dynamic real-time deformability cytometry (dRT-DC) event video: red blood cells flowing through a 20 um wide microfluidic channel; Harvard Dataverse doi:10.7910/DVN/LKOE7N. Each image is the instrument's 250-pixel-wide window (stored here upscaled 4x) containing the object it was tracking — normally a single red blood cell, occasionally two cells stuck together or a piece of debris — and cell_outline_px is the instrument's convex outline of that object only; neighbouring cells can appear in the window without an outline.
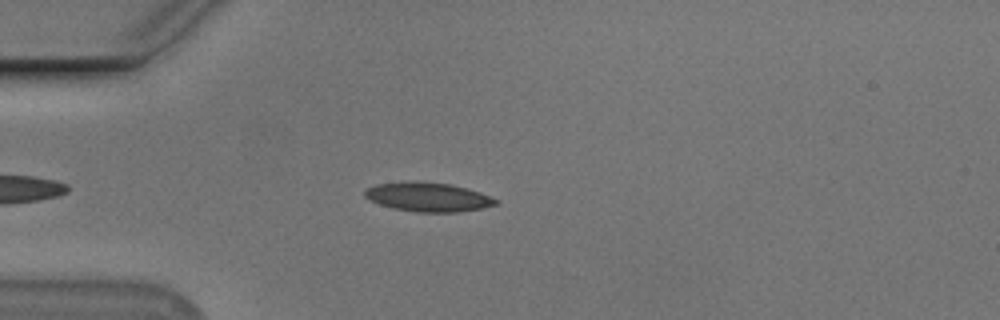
{"species": "Egyptian fruit bat (a non-hibernating species)", "species_latin": "Rousettus aegyptiacus", "temperature_condition": "cold", "stored_images_in_passage": 48, "camera_frame_rate_fps": 3000, "um_per_image_px": 0.085, "animal": {"sex": "male"}, "frame": {"image": 1, "passage_image": 8, "time_ms": 2.333, "image_size_px": [1000, 320], "cell_outline_px": [[500, 204], [460, 212], [416, 212], [392, 208], [368, 200], [364, 196], [364, 192], [368, 188], [376, 184], [408, 180], [416, 180], [452, 184], [468, 188], [480, 192], [500, 200]], "centroid_in_image_um": [36.4, 16.73], "position_along_channel_um": 48.6, "area_um2": 22.66}}
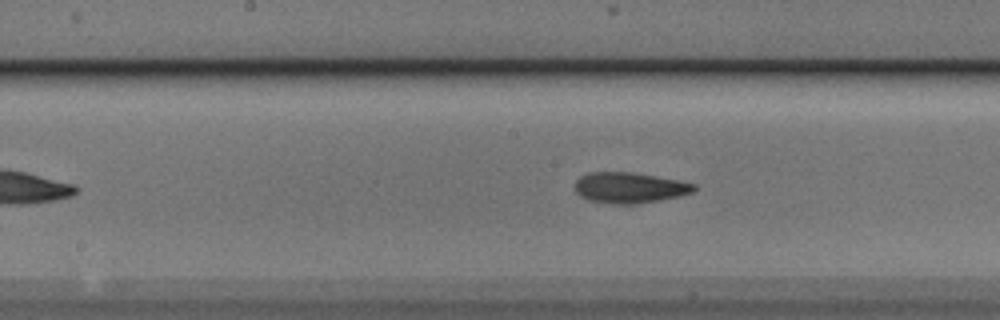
{"frame": {"image": 2, "passage_image": 21, "time_ms": 6.667, "image_size_px": [1000, 320], "cell_outline_px": [[696, 188], [692, 192], [680, 196], [660, 200], [636, 204], [612, 204], [588, 200], [580, 196], [576, 192], [576, 180], [580, 176], [588, 172], [632, 172], [680, 180], [696, 184]], "centroid_in_image_um": [53.51, 15.95], "position_along_channel_um": 194.7, "area_um2": 21.44}}
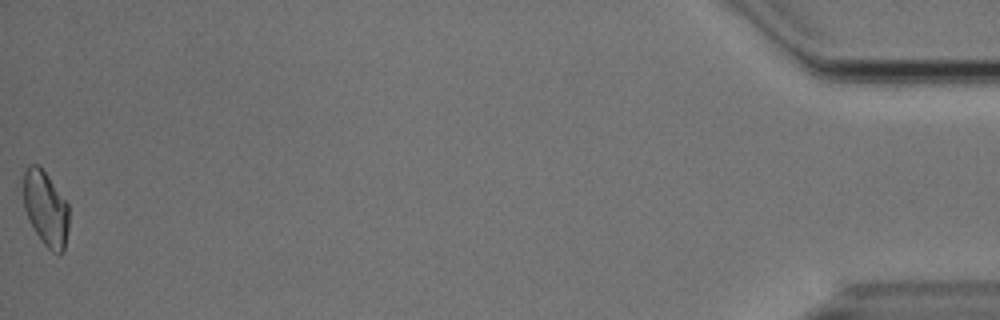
{"frame": {"image": 3, "passage_image": 48, "time_ms": 15.667, "image_size_px": [1000, 320], "cell_outline_px": [[68, 228], [64, 252], [52, 252], [44, 244], [36, 232], [24, 208], [24, 172], [28, 164], [36, 164], [48, 176], [68, 204]], "centroid_in_image_um": [3.89, 17.72], "position_along_channel_um": 431.3, "area_um2": 19.42}, "authors_computed_cell_mechanics": {"area_um2": 21.1259, "velocity_mm_per_s": 3.7253, "shape_relaxation_time_tau1_ms": 3.884, "shape_relaxation_time_tau2_ms": 5.1741, "deformation_change_tau1": 0.1053, "deformation_change_tau2": 0.1087}}